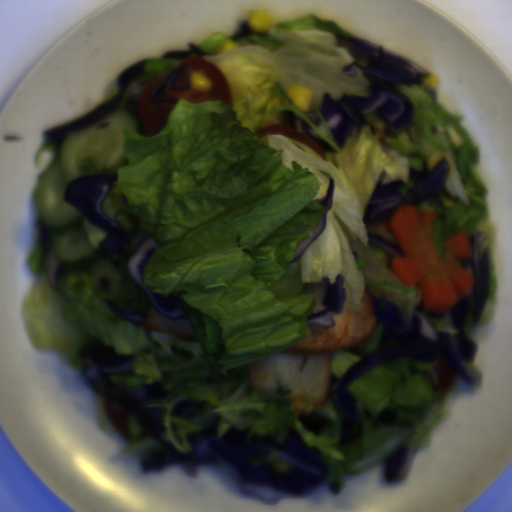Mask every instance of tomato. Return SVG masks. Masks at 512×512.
Masks as SVG:
<instances>
[{
    "instance_id": "1",
    "label": "tomato",
    "mask_w": 512,
    "mask_h": 512,
    "mask_svg": "<svg viewBox=\"0 0 512 512\" xmlns=\"http://www.w3.org/2000/svg\"><path fill=\"white\" fill-rule=\"evenodd\" d=\"M182 64L186 65L187 71H203L210 80L212 88L209 91H203L190 85L186 89H173L166 86L158 99H184L193 103L222 101L230 107L233 106L232 90L222 70L210 61L197 56L185 58L180 66Z\"/></svg>"
},
{
    "instance_id": "5",
    "label": "tomato",
    "mask_w": 512,
    "mask_h": 512,
    "mask_svg": "<svg viewBox=\"0 0 512 512\" xmlns=\"http://www.w3.org/2000/svg\"><path fill=\"white\" fill-rule=\"evenodd\" d=\"M103 403L112 425L120 434L133 441V436L129 432L128 411L109 401L105 397Z\"/></svg>"
},
{
    "instance_id": "2",
    "label": "tomato",
    "mask_w": 512,
    "mask_h": 512,
    "mask_svg": "<svg viewBox=\"0 0 512 512\" xmlns=\"http://www.w3.org/2000/svg\"><path fill=\"white\" fill-rule=\"evenodd\" d=\"M168 74L166 71L148 83L138 100L134 114L140 117L146 137L155 136L165 129L175 107L173 100L155 103L152 98L153 92L165 81Z\"/></svg>"
},
{
    "instance_id": "4",
    "label": "tomato",
    "mask_w": 512,
    "mask_h": 512,
    "mask_svg": "<svg viewBox=\"0 0 512 512\" xmlns=\"http://www.w3.org/2000/svg\"><path fill=\"white\" fill-rule=\"evenodd\" d=\"M430 363L439 377L438 385L433 386V392H439L442 388L445 387L446 395V393L451 389L453 385L454 377L456 375L455 368L450 363L443 351L436 359L430 361Z\"/></svg>"
},
{
    "instance_id": "3",
    "label": "tomato",
    "mask_w": 512,
    "mask_h": 512,
    "mask_svg": "<svg viewBox=\"0 0 512 512\" xmlns=\"http://www.w3.org/2000/svg\"><path fill=\"white\" fill-rule=\"evenodd\" d=\"M256 136H264L266 134H275L287 137L294 141H297L315 151L320 157H322L326 161V151L323 147L318 144L315 140H313L306 133L300 132L298 130L293 129L288 126H278L275 124H269L265 127H262L256 131H254Z\"/></svg>"
}]
</instances>
